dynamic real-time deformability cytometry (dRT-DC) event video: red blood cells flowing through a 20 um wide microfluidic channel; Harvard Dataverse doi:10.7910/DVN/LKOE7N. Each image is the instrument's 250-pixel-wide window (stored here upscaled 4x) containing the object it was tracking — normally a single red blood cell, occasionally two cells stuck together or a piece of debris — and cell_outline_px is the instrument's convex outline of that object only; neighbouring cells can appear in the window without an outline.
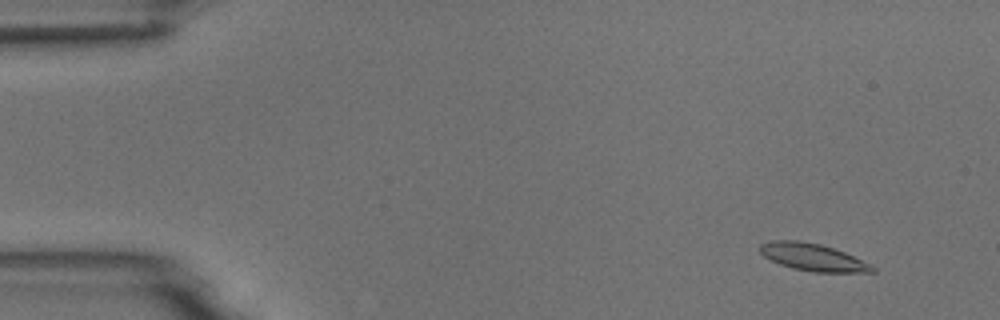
{"species": "common noctule bat (a hibernating species)", "species_latin": "Nyctalus noctula", "temperature_condition": "room temperature", "stored_images_in_passage": 4, "camera_frame_rate_fps": 3000, "um_per_image_px": 0.085, "animal": {"sex": "male", "body_mass_g": 18.8}, "frame": {"image": 1, "passage_image": 1, "time_ms": 0.0, "image_size_px": [1000, 320], "cell_outline_px": [[876, 272], [812, 272], [792, 268], [780, 264], [764, 256], [760, 252], [760, 244], [772, 240], [796, 240], [820, 244], [844, 252], [872, 264], [876, 268]], "centroid_in_image_um": [69.11, 21.87], "position_along_channel_um": 15.9, "area_um2": 17.8}}
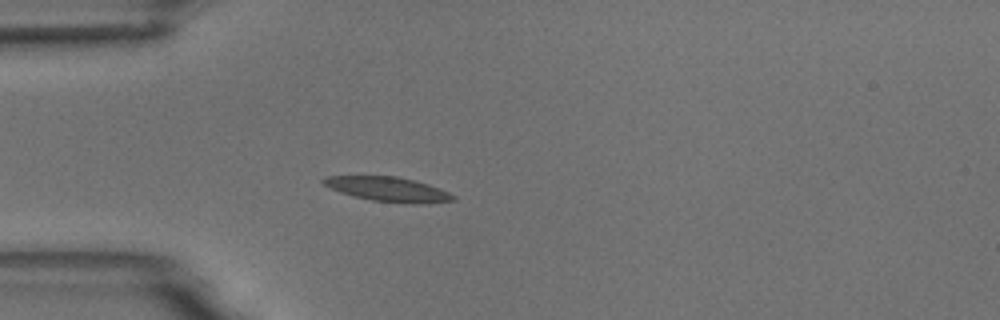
{"frame": {"image": 2, "passage_image": 4, "time_ms": 3.667, "image_size_px": [1000, 320], "cell_outline_px": [[456, 200], [428, 204], [412, 204], [372, 200], [352, 196], [340, 192], [324, 184], [320, 180], [324, 176], [396, 176], [416, 180], [440, 188], [456, 196]], "centroid_in_image_um": [33.03, 16.09], "position_along_channel_um": 52.0, "area_um2": 18.73}}